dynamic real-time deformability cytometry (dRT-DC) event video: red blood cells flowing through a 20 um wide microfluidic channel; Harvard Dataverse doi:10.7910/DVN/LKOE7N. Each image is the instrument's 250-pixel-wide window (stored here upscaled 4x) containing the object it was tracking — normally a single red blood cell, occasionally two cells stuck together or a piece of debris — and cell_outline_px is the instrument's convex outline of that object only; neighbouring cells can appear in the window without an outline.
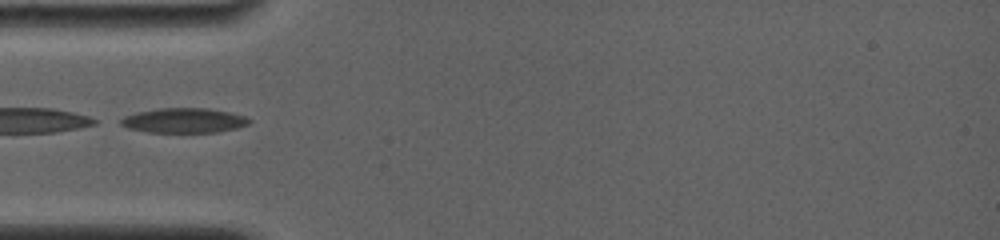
{"species": "common noctule bat (a hibernating species)", "species_latin": "Nyctalus noctula", "temperature_condition": "room temperature", "stored_images_in_passage": 25, "camera_frame_rate_fps": 4000, "um_per_image_px": 0.085, "animal": {"sex": "female", "body_mass_g": 19.0, "forearm_length_mm": 56.7}, "frame": {"image": 1, "passage_image": 1, "time_ms": 0.0, "image_size_px": [1000, 240], "cell_outline_px": [[252, 120], [248, 124], [236, 128], [216, 132], [148, 132], [128, 128], [120, 124], [116, 120], [124, 116], [136, 112], [160, 108], [208, 108], [228, 112], [244, 116]], "centroid_in_image_um": [15.58, 10.24], "position_along_channel_um": 69.4, "area_um2": 18.55}}
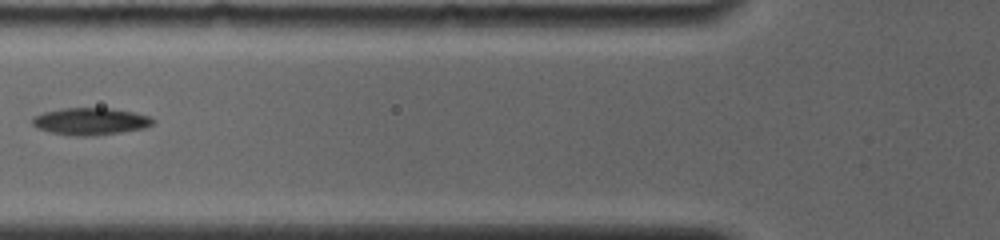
{"frame": {"image": 2, "passage_image": 4, "time_ms": 1.25, "image_size_px": [1000, 240], "cell_outline_px": [[156, 120], [152, 124], [144, 128], [120, 132], [92, 136], [72, 136], [48, 132], [36, 128], [32, 124], [32, 120], [36, 116], [44, 112], [64, 108], [112, 108], [132, 112], [148, 116]], "centroid_in_image_um": [7.67, 10.32], "position_along_channel_um": 118.1, "area_um2": 19.02}}
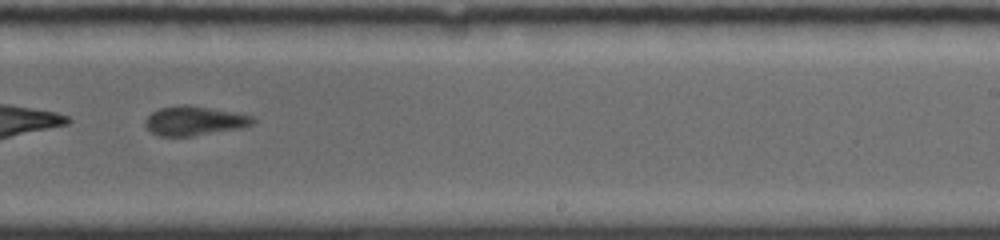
{"frame": {"image": 3, "passage_image": 15, "time_ms": 5.25, "image_size_px": [1000, 240], "cell_outline_px": [[256, 120], [252, 124], [240, 128], [192, 136], [160, 136], [152, 132], [144, 124], [144, 120], [152, 112], [160, 108], [180, 104], [184, 104], [256, 116]], "centroid_in_image_um": [16.51, 10.27], "position_along_channel_um": 272.5, "area_um2": 18.21}}